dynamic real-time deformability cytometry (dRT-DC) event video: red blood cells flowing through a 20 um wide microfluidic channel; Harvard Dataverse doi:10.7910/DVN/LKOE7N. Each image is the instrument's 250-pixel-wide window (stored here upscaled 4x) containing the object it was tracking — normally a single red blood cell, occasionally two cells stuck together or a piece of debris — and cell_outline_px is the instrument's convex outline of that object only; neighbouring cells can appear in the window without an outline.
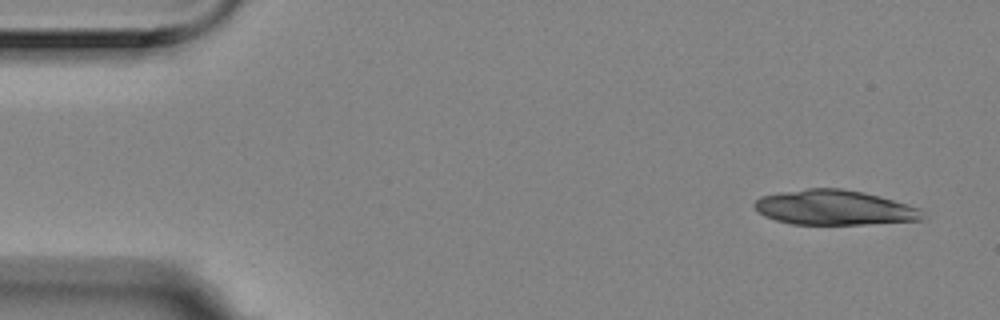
{"species": "Egyptian fruit bat (a non-hibernating species)", "species_latin": "Rousettus aegyptiacus", "temperature_condition": "room temperature", "stored_images_in_passage": 10, "camera_frame_rate_fps": 3000, "um_per_image_px": 0.085, "animal": {"sex": "female"}, "frame": {"image": 1, "passage_image": 1, "time_ms": 0.0, "image_size_px": [1000, 320], "cell_outline_px": [[924, 220], [864, 224], [792, 224], [776, 220], [764, 216], [752, 204], [760, 196], [780, 192], [808, 188], [840, 188], [864, 192], [880, 196], [908, 204], [920, 208]], "centroid_in_image_um": [70.92, 17.64], "position_along_channel_um": 14.1, "area_um2": 34.16}}
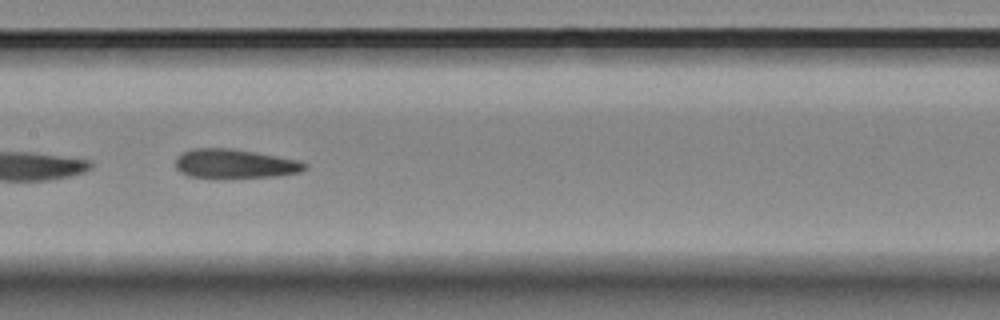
{"frame": {"image": 2, "passage_image": 8, "time_ms": 2.333, "image_size_px": [1000, 320], "cell_outline_px": [[308, 168], [300, 172], [276, 176], [188, 176], [180, 172], [176, 168], [176, 156], [180, 152], [192, 148], [232, 148], [256, 152], [296, 160], [308, 164]], "centroid_in_image_um": [19.93, 13.88], "position_along_channel_um": 187.5, "area_um2": 21.5}}
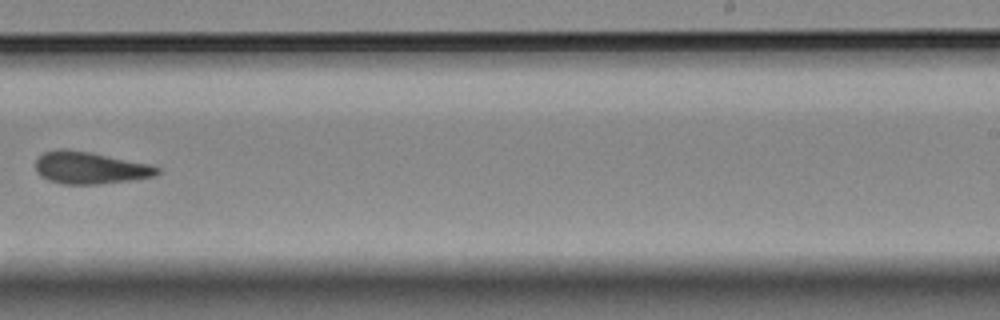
{"frame": {"image": 3, "passage_image": 10, "time_ms": 3.0, "image_size_px": [1000, 320], "cell_outline_px": [[160, 172], [156, 176], [128, 180], [96, 184], [64, 184], [48, 180], [40, 176], [36, 172], [36, 160], [44, 152], [60, 148], [68, 148], [148, 164], [160, 168]], "centroid_in_image_um": [7.6, 14.26], "position_along_channel_um": 281.4, "area_um2": 22.54}}